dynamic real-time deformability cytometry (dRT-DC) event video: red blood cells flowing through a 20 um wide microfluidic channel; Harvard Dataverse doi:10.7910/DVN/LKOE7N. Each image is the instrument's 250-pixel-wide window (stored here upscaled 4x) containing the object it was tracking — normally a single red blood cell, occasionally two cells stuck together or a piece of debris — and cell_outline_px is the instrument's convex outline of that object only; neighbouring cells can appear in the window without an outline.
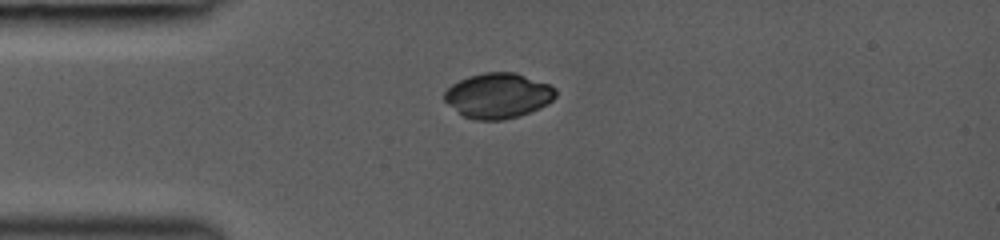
{"species": "common noctule bat (a hibernating species)", "species_latin": "Nyctalus noctula", "temperature_condition": "room temperature", "stored_images_in_passage": 1, "camera_frame_rate_fps": 3000, "um_per_image_px": 0.085, "animal": {"sex": "female", "body_mass_g": 19.0, "forearm_length_mm": 53.3}, "frame": {"image": 1, "passage_image": 1, "time_ms": 0.0, "image_size_px": [1000, 240], "cell_outline_px": [[556, 96], [548, 104], [540, 108], [520, 116], [504, 120], [476, 120], [464, 116], [448, 104], [444, 100], [444, 92], [452, 84], [468, 76], [484, 72], [516, 72], [548, 84], [556, 88]], "centroid_in_image_um": [42.35, 8.13], "position_along_channel_um": 42.6, "area_um2": 29.36}}